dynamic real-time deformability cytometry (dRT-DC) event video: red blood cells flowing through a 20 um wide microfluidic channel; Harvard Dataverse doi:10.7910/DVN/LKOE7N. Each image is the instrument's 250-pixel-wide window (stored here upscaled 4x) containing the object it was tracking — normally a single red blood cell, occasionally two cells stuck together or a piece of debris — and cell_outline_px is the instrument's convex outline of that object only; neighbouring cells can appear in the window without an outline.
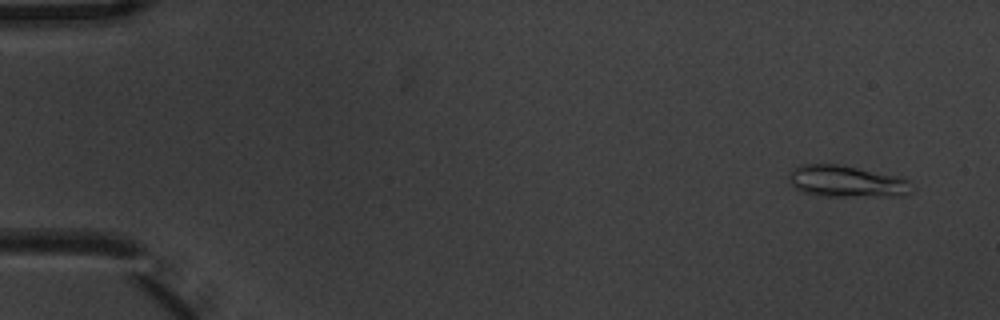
{"species": "common noctule bat (a hibernating species)", "species_latin": "Nyctalus noctula", "temperature_condition": "warm", "stored_images_in_passage": 6, "camera_frame_rate_fps": 3000, "um_per_image_px": 0.085, "animal": {"sex": "male", "body_mass_g": 20.1, "forearm_length_mm": 53.5}, "frame": {"image": 1, "passage_image": 1, "time_ms": 0.0, "image_size_px": [1000, 320], "cell_outline_px": [[912, 192], [904, 196], [816, 196], [804, 192], [796, 188], [792, 184], [788, 176], [788, 172], [792, 168], [800, 164], [840, 164], [896, 176], [908, 180]], "centroid_in_image_um": [71.92, 15.42], "position_along_channel_um": 13.1, "area_um2": 22.72}}